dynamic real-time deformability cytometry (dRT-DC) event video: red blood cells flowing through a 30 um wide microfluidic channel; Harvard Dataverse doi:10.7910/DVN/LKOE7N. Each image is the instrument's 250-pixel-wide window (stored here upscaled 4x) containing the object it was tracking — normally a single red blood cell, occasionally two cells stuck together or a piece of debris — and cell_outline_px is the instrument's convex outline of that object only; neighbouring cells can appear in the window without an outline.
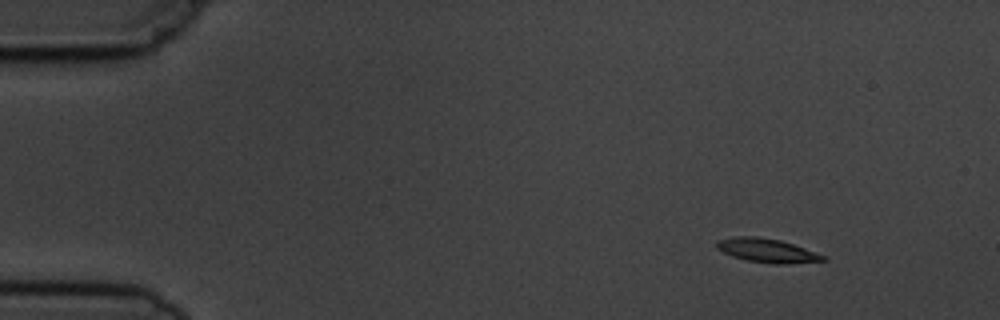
{"species": "common noctule bat (a hibernating species)", "species_latin": "Nyctalus noctula", "temperature_condition": "cold", "stored_images_in_passage": 5, "camera_frame_rate_fps": 3000, "um_per_image_px": 0.085, "animal": {"sex": "male", "body_mass_g": 19.5, "forearm_length_mm": 54.6}, "frame": {"image": 1, "passage_image": 1, "time_ms": 0.0, "image_size_px": [1000, 320], "cell_outline_px": [[828, 260], [784, 264], [776, 264], [748, 260], [732, 256], [716, 248], [716, 240], [736, 236], [756, 236], [780, 240], [828, 256]], "centroid_in_image_um": [65.21, 21.29], "position_along_channel_um": 19.8, "area_um2": 14.74}}
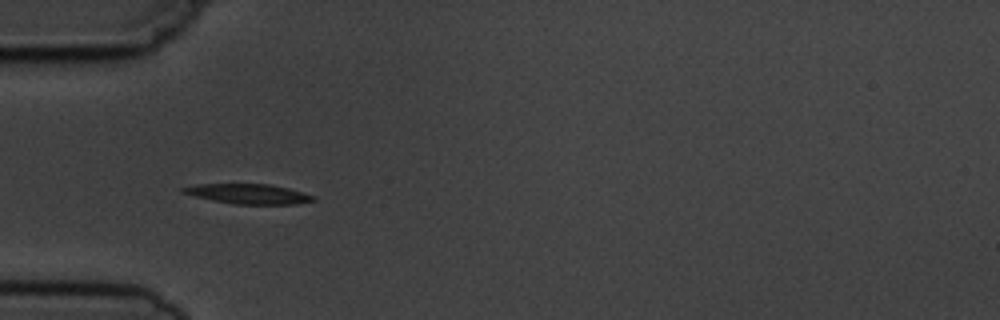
{"frame": {"image": 2, "passage_image": 4, "time_ms": 3.667, "image_size_px": [1000, 320], "cell_outline_px": [[316, 200], [296, 204], [232, 204], [212, 200], [180, 192], [180, 188], [196, 184], [272, 184], [304, 192], [316, 196]], "centroid_in_image_um": [21.14, 16.48], "position_along_channel_um": 63.9, "area_um2": 15.2}}
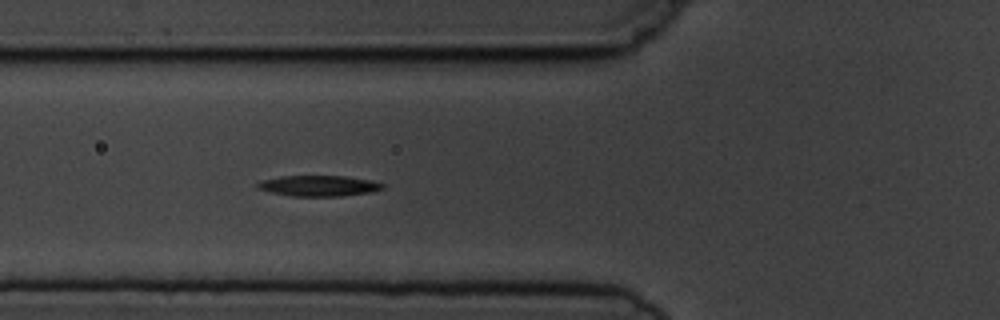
{"frame": {"image": 3, "passage_image": 5, "time_ms": 4.667, "image_size_px": [1000, 320], "cell_outline_px": [[384, 188], [372, 192], [340, 196], [292, 196], [272, 192], [256, 188], [256, 184], [264, 180], [280, 176], [344, 176], [372, 180], [384, 184]], "centroid_in_image_um": [27.12, 15.79], "position_along_channel_um": 98.7, "area_um2": 15.03}}